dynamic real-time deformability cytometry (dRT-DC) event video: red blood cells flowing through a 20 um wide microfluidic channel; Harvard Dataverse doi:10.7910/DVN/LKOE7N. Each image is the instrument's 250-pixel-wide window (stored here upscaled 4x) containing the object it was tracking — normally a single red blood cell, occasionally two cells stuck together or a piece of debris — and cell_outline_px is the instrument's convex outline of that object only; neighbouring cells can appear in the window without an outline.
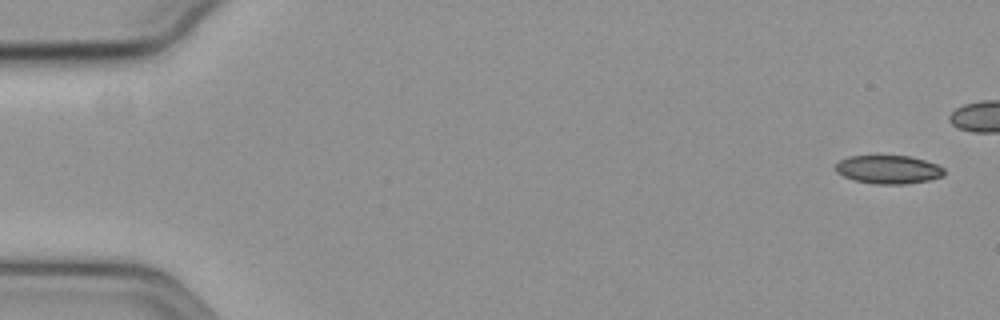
{"species": "common noctule bat (a hibernating species)", "species_latin": "Nyctalus noctula", "temperature_condition": "cold", "stored_images_in_passage": 4, "camera_frame_rate_fps": 3000, "um_per_image_px": 0.085, "animal": {"sex": "female", "body_mass_g": 19.3, "forearm_length_mm": 54.1}, "frame": {"image": 1, "passage_image": 1, "time_ms": 0.0, "image_size_px": [1000, 320], "cell_outline_px": [[944, 176], [928, 180], [904, 184], [876, 184], [856, 180], [844, 176], [836, 172], [836, 164], [840, 160], [848, 156], [912, 156], [936, 164], [944, 168]], "centroid_in_image_um": [75.53, 14.4], "position_along_channel_um": 9.5, "area_um2": 17.86}}